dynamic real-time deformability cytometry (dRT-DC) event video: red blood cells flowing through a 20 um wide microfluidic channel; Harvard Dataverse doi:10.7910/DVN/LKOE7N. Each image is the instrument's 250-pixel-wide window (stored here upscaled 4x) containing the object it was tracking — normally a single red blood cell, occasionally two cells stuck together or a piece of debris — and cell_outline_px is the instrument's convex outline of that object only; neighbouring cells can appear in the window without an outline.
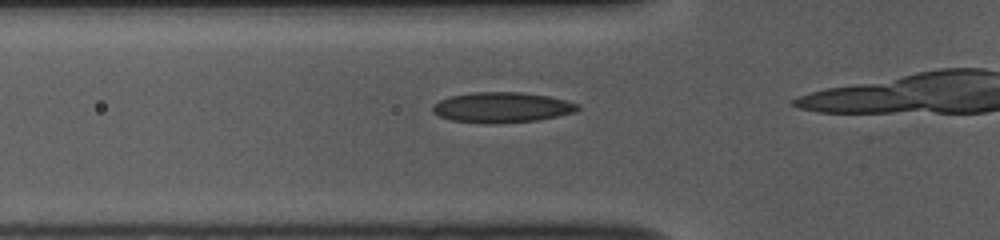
{"species": "common noctule bat (a hibernating species)", "species_latin": "Nyctalus noctula", "temperature_condition": "room temperature", "stored_images_in_passage": 16, "camera_frame_rate_fps": 3000, "um_per_image_px": 0.085, "animal": {"sex": "female", "body_mass_g": 10.0, "forearm_length_mm": 53.1}, "frame": {"image": 1, "passage_image": 12, "time_ms": 3.667, "image_size_px": [1000, 240], "cell_outline_px": [[580, 108], [576, 112], [536, 120], [452, 120], [440, 116], [432, 112], [432, 104], [448, 96], [472, 92], [520, 92], [548, 96], [580, 104]], "centroid_in_image_um": [42.67, 9.06], "position_along_channel_um": 83.1, "area_um2": 24.45}}